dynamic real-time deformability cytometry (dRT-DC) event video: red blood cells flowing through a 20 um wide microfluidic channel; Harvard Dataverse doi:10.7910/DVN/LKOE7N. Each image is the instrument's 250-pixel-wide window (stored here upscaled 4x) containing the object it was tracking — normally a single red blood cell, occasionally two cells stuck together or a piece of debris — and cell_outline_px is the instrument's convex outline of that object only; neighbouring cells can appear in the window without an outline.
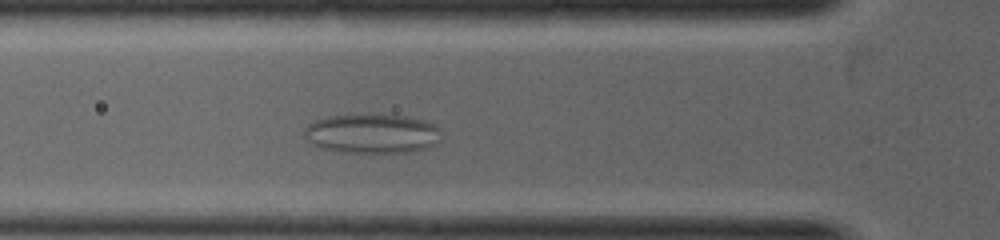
{"species": "common noctule bat (a hibernating species)", "species_latin": "Nyctalus noctula", "temperature_condition": "warm", "stored_images_in_passage": 22, "camera_frame_rate_fps": 5000, "um_per_image_px": 0.085, "animal": {"sex": "female", "body_mass_g": 19.0, "forearm_length_mm": 53.3}, "frame": {"image": 1, "passage_image": 10, "time_ms": 1.2, "image_size_px": [1000, 240], "cell_outline_px": [[440, 140], [436, 144], [428, 148], [408, 152], [348, 152], [324, 148], [312, 144], [304, 136], [304, 128], [308, 124], [316, 120], [328, 116], [376, 112], [380, 112], [404, 116], [424, 120], [436, 124], [440, 128]], "centroid_in_image_um": [31.66, 11.31], "position_along_channel_um": 94.1, "area_um2": 32.14}}